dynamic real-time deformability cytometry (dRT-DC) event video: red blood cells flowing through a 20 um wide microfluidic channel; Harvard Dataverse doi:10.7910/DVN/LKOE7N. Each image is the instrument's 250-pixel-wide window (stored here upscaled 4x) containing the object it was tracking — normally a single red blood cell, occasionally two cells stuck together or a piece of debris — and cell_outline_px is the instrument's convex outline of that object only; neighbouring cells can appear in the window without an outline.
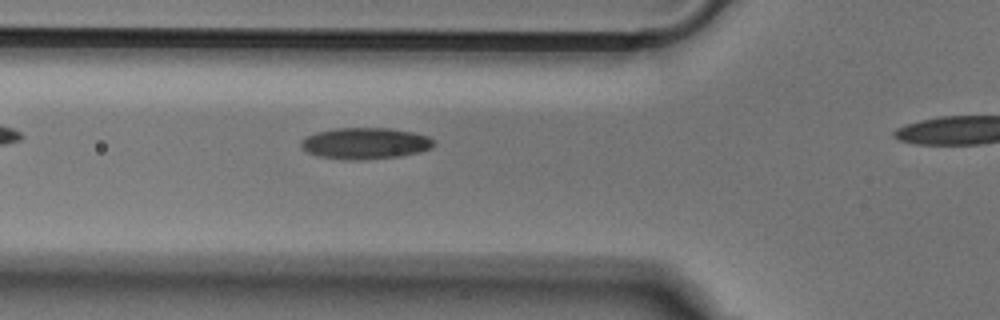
{"species": "Egyptian fruit bat (a non-hibernating species)", "species_latin": "Rousettus aegyptiacus", "temperature_condition": "cold", "stored_images_in_passage": 27, "camera_frame_rate_fps": 3000, "um_per_image_px": 0.085, "animal": {"sex": "male"}, "frame": {"image": 1, "passage_image": 3, "time_ms": 0.667, "image_size_px": [1000, 320], "cell_outline_px": [[436, 144], [432, 148], [420, 152], [400, 156], [360, 160], [340, 160], [316, 156], [300, 148], [300, 140], [316, 132], [336, 128], [388, 128], [412, 132], [428, 136]], "centroid_in_image_um": [31.01, 12.2], "position_along_channel_um": 94.8, "area_um2": 24.51}}
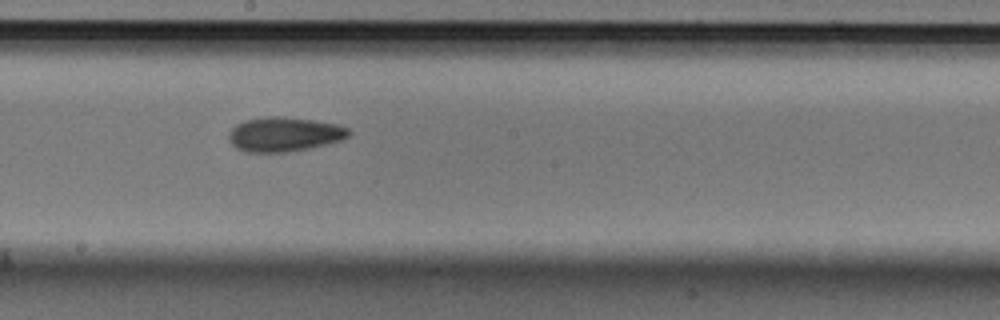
{"frame": {"image": 2, "passage_image": 13, "time_ms": 4.0, "image_size_px": [1000, 320], "cell_outline_px": [[352, 132], [344, 140], [312, 148], [288, 152], [244, 152], [236, 148], [228, 140], [228, 132], [236, 124], [244, 120], [268, 116], [284, 116], [312, 120], [336, 124], [348, 128]], "centroid_in_image_um": [24.16, 11.42], "position_along_channel_um": 224.0, "area_um2": 24.45}}
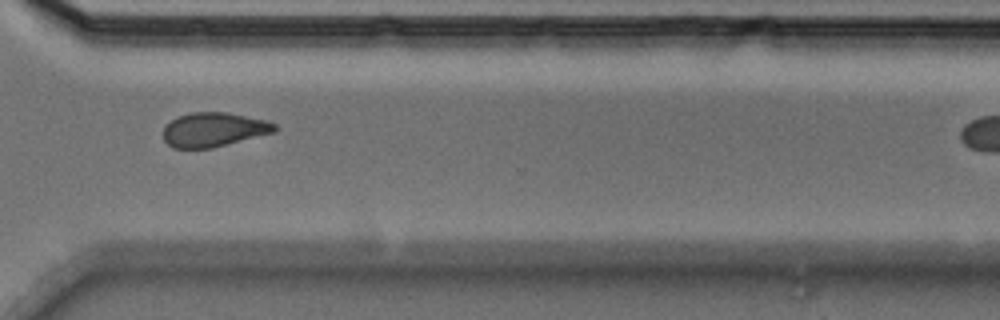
{"frame": {"image": 3, "passage_image": 23, "time_ms": 7.333, "image_size_px": [1000, 320], "cell_outline_px": [[276, 132], [212, 148], [172, 148], [164, 140], [164, 124], [176, 116], [192, 112], [228, 112], [268, 120], [276, 124]], "centroid_in_image_um": [18.17, 11.01], "position_along_channel_um": 352.4, "area_um2": 22.54}}